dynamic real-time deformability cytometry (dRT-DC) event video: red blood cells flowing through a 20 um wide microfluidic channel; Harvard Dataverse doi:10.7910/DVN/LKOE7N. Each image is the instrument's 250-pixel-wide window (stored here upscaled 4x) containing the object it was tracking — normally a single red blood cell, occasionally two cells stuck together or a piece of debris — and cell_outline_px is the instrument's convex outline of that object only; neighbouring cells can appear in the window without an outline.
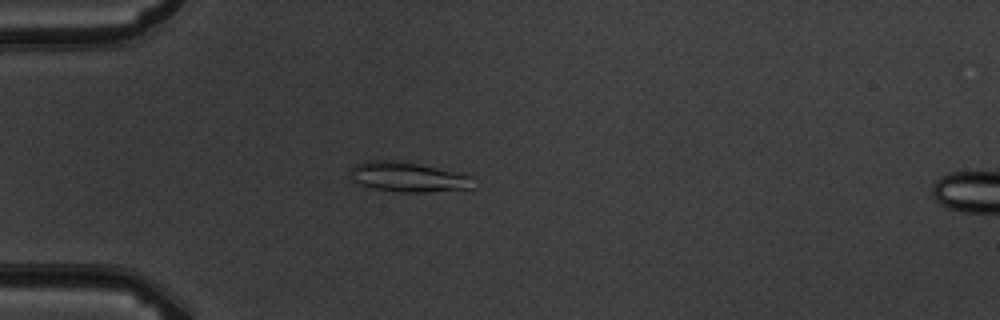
{"species": "common noctule bat (a hibernating species)", "species_latin": "Nyctalus noctula", "temperature_condition": "warm", "stored_images_in_passage": 5, "camera_frame_rate_fps": 3000, "um_per_image_px": 0.085, "animal": {"sex": "male", "body_mass_g": 19.5, "forearm_length_mm": 54.6}, "frame": {"image": 1, "passage_image": 4, "time_ms": 4.333, "image_size_px": [1000, 320], "cell_outline_px": [[476, 188], [424, 192], [396, 192], [368, 188], [352, 180], [348, 172], [348, 168], [356, 164], [368, 160], [396, 160], [420, 164], [472, 176]], "centroid_in_image_um": [34.63, 15.05], "position_along_channel_um": 50.4, "area_um2": 21.79}}